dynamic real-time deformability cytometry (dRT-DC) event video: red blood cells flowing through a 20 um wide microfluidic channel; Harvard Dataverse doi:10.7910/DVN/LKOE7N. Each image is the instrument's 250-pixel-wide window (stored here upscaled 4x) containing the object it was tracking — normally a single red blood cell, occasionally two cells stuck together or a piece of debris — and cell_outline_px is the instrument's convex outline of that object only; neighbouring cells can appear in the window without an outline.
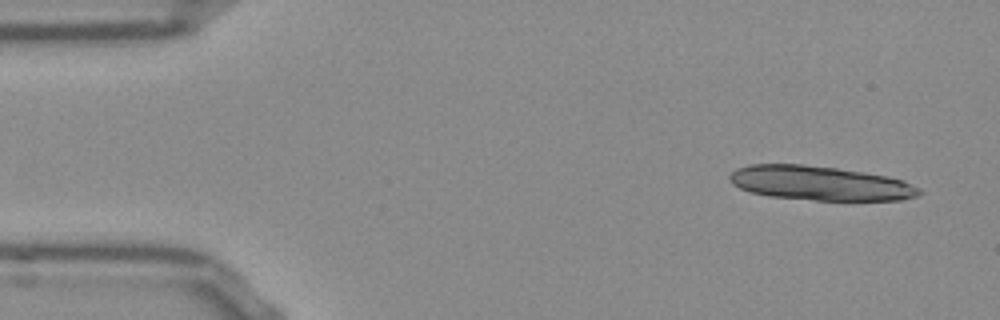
{"species": "Egyptian fruit bat (a non-hibernating species)", "species_latin": "Rousettus aegyptiacus", "temperature_condition": "room temperature", "stored_images_in_passage": 14, "camera_frame_rate_fps": 3000, "um_per_image_px": 0.085, "frame": {"image": 1, "passage_image": 3, "time_ms": 0.667, "image_size_px": [1000, 320], "cell_outline_px": [[924, 192], [916, 196], [900, 200], [816, 200], [768, 196], [752, 192], [740, 188], [732, 184], [728, 176], [736, 168], [748, 164], [804, 164], [836, 168], [864, 172], [904, 180], [920, 188]], "centroid_in_image_um": [69.69, 15.56], "position_along_channel_um": 15.3, "area_um2": 37.92}}